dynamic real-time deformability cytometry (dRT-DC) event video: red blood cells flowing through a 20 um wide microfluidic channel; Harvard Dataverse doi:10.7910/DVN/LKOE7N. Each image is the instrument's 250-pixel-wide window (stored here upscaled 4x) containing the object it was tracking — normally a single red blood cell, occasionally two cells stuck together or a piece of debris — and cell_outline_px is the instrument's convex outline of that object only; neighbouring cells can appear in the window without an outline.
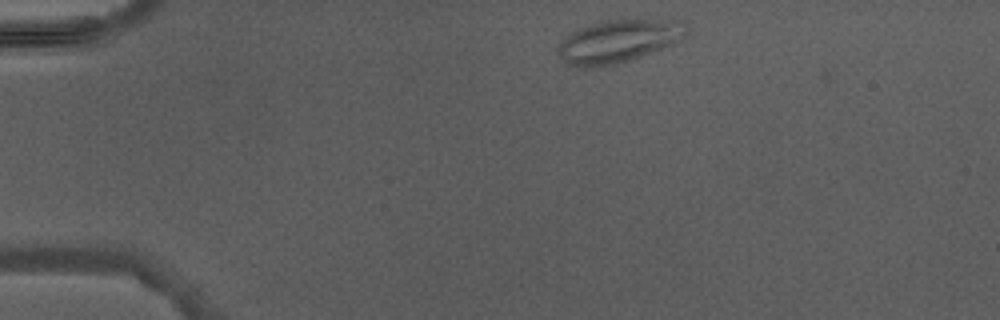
{"species": "Egyptian fruit bat (a non-hibernating species)", "species_latin": "Rousettus aegyptiacus", "temperature_condition": "warm", "stored_images_in_passage": 3, "camera_frame_rate_fps": 3000, "um_per_image_px": 0.085, "animal": {"sex": "male"}, "frame": {"image": 1, "passage_image": 1, "time_ms": 0.0, "image_size_px": [1000, 320], "cell_outline_px": [[688, 32], [680, 40], [672, 44], [640, 56], [616, 64], [588, 68], [568, 64], [556, 52], [556, 48], [560, 40], [576, 28], [600, 20], [684, 20], [688, 28]], "centroid_in_image_um": [52.52, 3.48], "position_along_channel_um": 32.5, "area_um2": 32.19}}
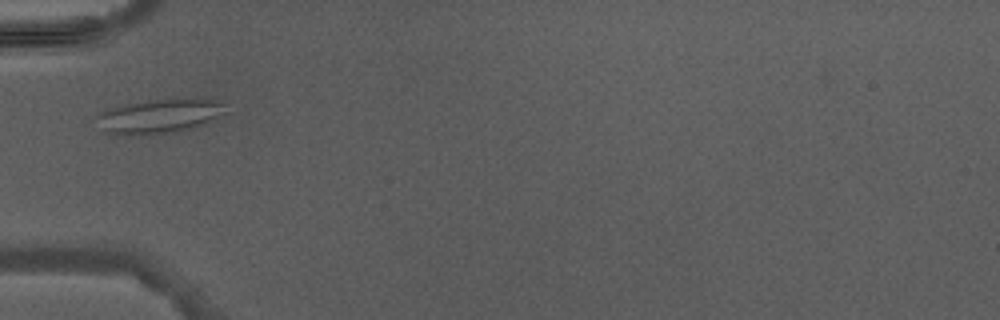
{"frame": {"image": 2, "passage_image": 3, "time_ms": 2.333, "image_size_px": [1000, 320], "cell_outline_px": [[224, 112], [212, 120], [204, 124], [172, 132], [108, 132], [104, 128], [96, 116], [100, 112], [108, 108], [128, 104], [152, 100], [188, 96], [224, 100]], "centroid_in_image_um": [13.71, 9.76], "position_along_channel_um": 71.3, "area_um2": 24.91}}